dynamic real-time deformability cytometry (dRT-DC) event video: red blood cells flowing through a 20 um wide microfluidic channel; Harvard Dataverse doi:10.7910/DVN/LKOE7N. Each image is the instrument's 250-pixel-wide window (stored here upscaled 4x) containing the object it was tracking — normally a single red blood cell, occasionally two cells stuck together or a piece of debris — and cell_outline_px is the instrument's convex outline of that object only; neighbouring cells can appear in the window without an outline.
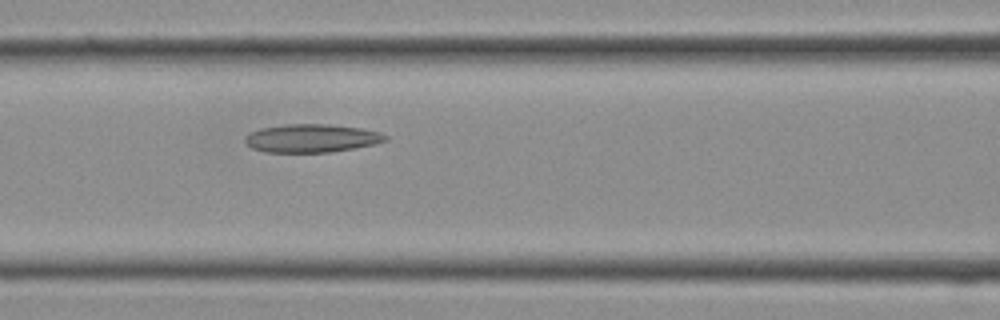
{"species": "Egyptian fruit bat (a non-hibernating species)", "species_latin": "Rousettus aegyptiacus", "temperature_condition": "cold", "stored_images_in_passage": 11, "camera_frame_rate_fps": 3000, "um_per_image_px": 0.085, "frame": {"image": 1, "passage_image": 11, "time_ms": 3.333, "image_size_px": [1000, 320], "cell_outline_px": [[388, 140], [376, 144], [356, 148], [332, 152], [264, 152], [252, 148], [244, 140], [244, 136], [248, 132], [260, 128], [284, 124], [328, 124], [360, 128], [380, 132], [388, 136]], "centroid_in_image_um": [26.48, 11.75], "position_along_channel_um": 140.1, "area_um2": 23.35}}